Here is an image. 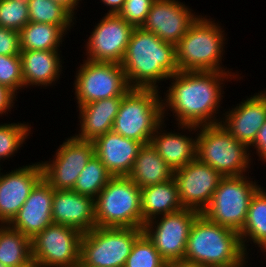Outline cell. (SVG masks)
I'll list each match as a JSON object with an SVG mask.
<instances>
[{
	"label": "cell",
	"instance_id": "1",
	"mask_svg": "<svg viewBox=\"0 0 266 267\" xmlns=\"http://www.w3.org/2000/svg\"><path fill=\"white\" fill-rule=\"evenodd\" d=\"M239 74L238 71H178L170 76V86L161 93H164L161 96L164 121L169 114L177 125L219 124L223 116L220 108L225 97L224 85L232 79L241 80L242 73Z\"/></svg>",
	"mask_w": 266,
	"mask_h": 267
},
{
	"label": "cell",
	"instance_id": "2",
	"mask_svg": "<svg viewBox=\"0 0 266 267\" xmlns=\"http://www.w3.org/2000/svg\"><path fill=\"white\" fill-rule=\"evenodd\" d=\"M120 64L131 88L160 90L161 81L179 71L175 45L141 27L134 28Z\"/></svg>",
	"mask_w": 266,
	"mask_h": 267
},
{
	"label": "cell",
	"instance_id": "3",
	"mask_svg": "<svg viewBox=\"0 0 266 267\" xmlns=\"http://www.w3.org/2000/svg\"><path fill=\"white\" fill-rule=\"evenodd\" d=\"M250 255L243 249L239 232L201 213L191 227L184 259L201 267H248Z\"/></svg>",
	"mask_w": 266,
	"mask_h": 267
},
{
	"label": "cell",
	"instance_id": "4",
	"mask_svg": "<svg viewBox=\"0 0 266 267\" xmlns=\"http://www.w3.org/2000/svg\"><path fill=\"white\" fill-rule=\"evenodd\" d=\"M208 17L201 14L175 45L179 71L232 72V69L222 67L228 41L225 29L221 22Z\"/></svg>",
	"mask_w": 266,
	"mask_h": 267
},
{
	"label": "cell",
	"instance_id": "5",
	"mask_svg": "<svg viewBox=\"0 0 266 267\" xmlns=\"http://www.w3.org/2000/svg\"><path fill=\"white\" fill-rule=\"evenodd\" d=\"M252 151L236 140L221 123L198 127L196 158L211 166L222 177L250 176L254 159Z\"/></svg>",
	"mask_w": 266,
	"mask_h": 267
},
{
	"label": "cell",
	"instance_id": "6",
	"mask_svg": "<svg viewBox=\"0 0 266 267\" xmlns=\"http://www.w3.org/2000/svg\"><path fill=\"white\" fill-rule=\"evenodd\" d=\"M161 90L131 88L123 97L112 131L148 144L164 121Z\"/></svg>",
	"mask_w": 266,
	"mask_h": 267
},
{
	"label": "cell",
	"instance_id": "7",
	"mask_svg": "<svg viewBox=\"0 0 266 267\" xmlns=\"http://www.w3.org/2000/svg\"><path fill=\"white\" fill-rule=\"evenodd\" d=\"M141 189L128 176L112 177L94 199L97 227L142 228Z\"/></svg>",
	"mask_w": 266,
	"mask_h": 267
},
{
	"label": "cell",
	"instance_id": "8",
	"mask_svg": "<svg viewBox=\"0 0 266 267\" xmlns=\"http://www.w3.org/2000/svg\"><path fill=\"white\" fill-rule=\"evenodd\" d=\"M142 228L94 227L83 233L77 267H124Z\"/></svg>",
	"mask_w": 266,
	"mask_h": 267
},
{
	"label": "cell",
	"instance_id": "9",
	"mask_svg": "<svg viewBox=\"0 0 266 267\" xmlns=\"http://www.w3.org/2000/svg\"><path fill=\"white\" fill-rule=\"evenodd\" d=\"M253 179L247 175L222 177L202 214L213 223L240 232L245 225L251 198L261 187Z\"/></svg>",
	"mask_w": 266,
	"mask_h": 267
},
{
	"label": "cell",
	"instance_id": "10",
	"mask_svg": "<svg viewBox=\"0 0 266 267\" xmlns=\"http://www.w3.org/2000/svg\"><path fill=\"white\" fill-rule=\"evenodd\" d=\"M82 61L83 64L76 68L72 86L76 107L96 100L123 97L131 89L121 64L85 58Z\"/></svg>",
	"mask_w": 266,
	"mask_h": 267
},
{
	"label": "cell",
	"instance_id": "11",
	"mask_svg": "<svg viewBox=\"0 0 266 267\" xmlns=\"http://www.w3.org/2000/svg\"><path fill=\"white\" fill-rule=\"evenodd\" d=\"M82 235L67 225H48L31 239L33 264L38 267H77Z\"/></svg>",
	"mask_w": 266,
	"mask_h": 267
},
{
	"label": "cell",
	"instance_id": "12",
	"mask_svg": "<svg viewBox=\"0 0 266 267\" xmlns=\"http://www.w3.org/2000/svg\"><path fill=\"white\" fill-rule=\"evenodd\" d=\"M200 214L198 211L182 208L149 220L142 230L166 262L184 259L191 227Z\"/></svg>",
	"mask_w": 266,
	"mask_h": 267
},
{
	"label": "cell",
	"instance_id": "13",
	"mask_svg": "<svg viewBox=\"0 0 266 267\" xmlns=\"http://www.w3.org/2000/svg\"><path fill=\"white\" fill-rule=\"evenodd\" d=\"M94 155L93 142L71 135L58 146L53 158L40 161L43 179L54 190H72L81 171Z\"/></svg>",
	"mask_w": 266,
	"mask_h": 267
},
{
	"label": "cell",
	"instance_id": "14",
	"mask_svg": "<svg viewBox=\"0 0 266 267\" xmlns=\"http://www.w3.org/2000/svg\"><path fill=\"white\" fill-rule=\"evenodd\" d=\"M134 28L118 14L105 13L98 23L95 22L94 29L85 41L83 58L120 64Z\"/></svg>",
	"mask_w": 266,
	"mask_h": 267
},
{
	"label": "cell",
	"instance_id": "15",
	"mask_svg": "<svg viewBox=\"0 0 266 267\" xmlns=\"http://www.w3.org/2000/svg\"><path fill=\"white\" fill-rule=\"evenodd\" d=\"M183 208L202 213L210 204L222 176L197 158L174 171Z\"/></svg>",
	"mask_w": 266,
	"mask_h": 267
},
{
	"label": "cell",
	"instance_id": "16",
	"mask_svg": "<svg viewBox=\"0 0 266 267\" xmlns=\"http://www.w3.org/2000/svg\"><path fill=\"white\" fill-rule=\"evenodd\" d=\"M180 0H155L141 28L176 45L200 16Z\"/></svg>",
	"mask_w": 266,
	"mask_h": 267
},
{
	"label": "cell",
	"instance_id": "17",
	"mask_svg": "<svg viewBox=\"0 0 266 267\" xmlns=\"http://www.w3.org/2000/svg\"><path fill=\"white\" fill-rule=\"evenodd\" d=\"M32 164V165H31ZM0 168V224H9L29 197L31 190L43 178L40 162L7 171Z\"/></svg>",
	"mask_w": 266,
	"mask_h": 267
},
{
	"label": "cell",
	"instance_id": "18",
	"mask_svg": "<svg viewBox=\"0 0 266 267\" xmlns=\"http://www.w3.org/2000/svg\"><path fill=\"white\" fill-rule=\"evenodd\" d=\"M266 88L223 110L221 124L239 142L250 147L266 121Z\"/></svg>",
	"mask_w": 266,
	"mask_h": 267
},
{
	"label": "cell",
	"instance_id": "19",
	"mask_svg": "<svg viewBox=\"0 0 266 267\" xmlns=\"http://www.w3.org/2000/svg\"><path fill=\"white\" fill-rule=\"evenodd\" d=\"M164 122L158 126L149 143L175 171L196 159V132H198V126L178 124L176 130H182L181 132H176L175 129L167 132L168 129H165L167 127L166 122ZM192 134H195V137Z\"/></svg>",
	"mask_w": 266,
	"mask_h": 267
},
{
	"label": "cell",
	"instance_id": "20",
	"mask_svg": "<svg viewBox=\"0 0 266 267\" xmlns=\"http://www.w3.org/2000/svg\"><path fill=\"white\" fill-rule=\"evenodd\" d=\"M54 189L42 178L31 190L18 214L9 225L32 239L53 224L52 204Z\"/></svg>",
	"mask_w": 266,
	"mask_h": 267
},
{
	"label": "cell",
	"instance_id": "21",
	"mask_svg": "<svg viewBox=\"0 0 266 267\" xmlns=\"http://www.w3.org/2000/svg\"><path fill=\"white\" fill-rule=\"evenodd\" d=\"M93 144L95 155L113 177L131 173L139 150L144 145L113 131L97 137Z\"/></svg>",
	"mask_w": 266,
	"mask_h": 267
},
{
	"label": "cell",
	"instance_id": "22",
	"mask_svg": "<svg viewBox=\"0 0 266 267\" xmlns=\"http://www.w3.org/2000/svg\"><path fill=\"white\" fill-rule=\"evenodd\" d=\"M52 220L82 233L96 227L94 199L73 190H54Z\"/></svg>",
	"mask_w": 266,
	"mask_h": 267
},
{
	"label": "cell",
	"instance_id": "23",
	"mask_svg": "<svg viewBox=\"0 0 266 267\" xmlns=\"http://www.w3.org/2000/svg\"><path fill=\"white\" fill-rule=\"evenodd\" d=\"M60 50L20 51L23 90L30 87L46 89L55 86L63 73V57ZM61 55V56H60ZM62 58V59H61ZM28 87V88H27Z\"/></svg>",
	"mask_w": 266,
	"mask_h": 267
},
{
	"label": "cell",
	"instance_id": "24",
	"mask_svg": "<svg viewBox=\"0 0 266 267\" xmlns=\"http://www.w3.org/2000/svg\"><path fill=\"white\" fill-rule=\"evenodd\" d=\"M122 97L96 100L77 107L79 130L73 136L79 140L93 142L97 137L112 131Z\"/></svg>",
	"mask_w": 266,
	"mask_h": 267
},
{
	"label": "cell",
	"instance_id": "25",
	"mask_svg": "<svg viewBox=\"0 0 266 267\" xmlns=\"http://www.w3.org/2000/svg\"><path fill=\"white\" fill-rule=\"evenodd\" d=\"M141 214L143 225L155 217L183 208L174 178L141 189Z\"/></svg>",
	"mask_w": 266,
	"mask_h": 267
},
{
	"label": "cell",
	"instance_id": "26",
	"mask_svg": "<svg viewBox=\"0 0 266 267\" xmlns=\"http://www.w3.org/2000/svg\"><path fill=\"white\" fill-rule=\"evenodd\" d=\"M173 169L163 160L150 143L139 150L128 177L140 188H146L172 179Z\"/></svg>",
	"mask_w": 266,
	"mask_h": 267
},
{
	"label": "cell",
	"instance_id": "27",
	"mask_svg": "<svg viewBox=\"0 0 266 267\" xmlns=\"http://www.w3.org/2000/svg\"><path fill=\"white\" fill-rule=\"evenodd\" d=\"M239 234L243 249L247 254L250 251V244H254L251 250L253 246L258 247L266 257V188L263 186L251 198L245 225Z\"/></svg>",
	"mask_w": 266,
	"mask_h": 267
},
{
	"label": "cell",
	"instance_id": "28",
	"mask_svg": "<svg viewBox=\"0 0 266 267\" xmlns=\"http://www.w3.org/2000/svg\"><path fill=\"white\" fill-rule=\"evenodd\" d=\"M74 25H51L29 21L20 31L21 51L60 50ZM69 31V32H68Z\"/></svg>",
	"mask_w": 266,
	"mask_h": 267
},
{
	"label": "cell",
	"instance_id": "29",
	"mask_svg": "<svg viewBox=\"0 0 266 267\" xmlns=\"http://www.w3.org/2000/svg\"><path fill=\"white\" fill-rule=\"evenodd\" d=\"M0 263L7 267L33 264L31 239L9 224H0Z\"/></svg>",
	"mask_w": 266,
	"mask_h": 267
},
{
	"label": "cell",
	"instance_id": "30",
	"mask_svg": "<svg viewBox=\"0 0 266 267\" xmlns=\"http://www.w3.org/2000/svg\"><path fill=\"white\" fill-rule=\"evenodd\" d=\"M112 177L105 165L94 155L81 171L72 190L95 199Z\"/></svg>",
	"mask_w": 266,
	"mask_h": 267
},
{
	"label": "cell",
	"instance_id": "31",
	"mask_svg": "<svg viewBox=\"0 0 266 267\" xmlns=\"http://www.w3.org/2000/svg\"><path fill=\"white\" fill-rule=\"evenodd\" d=\"M29 20L51 25H75L77 19L53 0H28ZM76 22V23H75Z\"/></svg>",
	"mask_w": 266,
	"mask_h": 267
},
{
	"label": "cell",
	"instance_id": "32",
	"mask_svg": "<svg viewBox=\"0 0 266 267\" xmlns=\"http://www.w3.org/2000/svg\"><path fill=\"white\" fill-rule=\"evenodd\" d=\"M31 123L13 122L0 123V162L14 157L19 152L20 147L26 144L32 133ZM15 154V155H14ZM0 163V167H1Z\"/></svg>",
	"mask_w": 266,
	"mask_h": 267
},
{
	"label": "cell",
	"instance_id": "33",
	"mask_svg": "<svg viewBox=\"0 0 266 267\" xmlns=\"http://www.w3.org/2000/svg\"><path fill=\"white\" fill-rule=\"evenodd\" d=\"M166 261L142 233L134 242L124 267H165Z\"/></svg>",
	"mask_w": 266,
	"mask_h": 267
},
{
	"label": "cell",
	"instance_id": "34",
	"mask_svg": "<svg viewBox=\"0 0 266 267\" xmlns=\"http://www.w3.org/2000/svg\"><path fill=\"white\" fill-rule=\"evenodd\" d=\"M28 0H0V27L20 31L30 20Z\"/></svg>",
	"mask_w": 266,
	"mask_h": 267
},
{
	"label": "cell",
	"instance_id": "35",
	"mask_svg": "<svg viewBox=\"0 0 266 267\" xmlns=\"http://www.w3.org/2000/svg\"><path fill=\"white\" fill-rule=\"evenodd\" d=\"M0 85L9 88L17 97L18 93L22 92L23 76L20 56L0 54Z\"/></svg>",
	"mask_w": 266,
	"mask_h": 267
},
{
	"label": "cell",
	"instance_id": "36",
	"mask_svg": "<svg viewBox=\"0 0 266 267\" xmlns=\"http://www.w3.org/2000/svg\"><path fill=\"white\" fill-rule=\"evenodd\" d=\"M155 0H125L118 15L134 27H141Z\"/></svg>",
	"mask_w": 266,
	"mask_h": 267
},
{
	"label": "cell",
	"instance_id": "37",
	"mask_svg": "<svg viewBox=\"0 0 266 267\" xmlns=\"http://www.w3.org/2000/svg\"><path fill=\"white\" fill-rule=\"evenodd\" d=\"M19 31L0 27V54L6 56H20Z\"/></svg>",
	"mask_w": 266,
	"mask_h": 267
},
{
	"label": "cell",
	"instance_id": "38",
	"mask_svg": "<svg viewBox=\"0 0 266 267\" xmlns=\"http://www.w3.org/2000/svg\"><path fill=\"white\" fill-rule=\"evenodd\" d=\"M16 96L9 88L0 85V117L8 115V112L11 113V110L16 108L14 105L18 99Z\"/></svg>",
	"mask_w": 266,
	"mask_h": 267
},
{
	"label": "cell",
	"instance_id": "39",
	"mask_svg": "<svg viewBox=\"0 0 266 267\" xmlns=\"http://www.w3.org/2000/svg\"><path fill=\"white\" fill-rule=\"evenodd\" d=\"M254 150L252 152L253 154H256L257 157H259L258 161H263L264 164L266 162V121L262 125V127L259 129L257 137L253 144L249 147ZM256 152V153H255Z\"/></svg>",
	"mask_w": 266,
	"mask_h": 267
},
{
	"label": "cell",
	"instance_id": "40",
	"mask_svg": "<svg viewBox=\"0 0 266 267\" xmlns=\"http://www.w3.org/2000/svg\"><path fill=\"white\" fill-rule=\"evenodd\" d=\"M53 1L55 3H58L62 6H64L75 18H78V17H76V14L78 12V9L80 7L79 5H81L82 0H53ZM75 10H77V11H75Z\"/></svg>",
	"mask_w": 266,
	"mask_h": 267
},
{
	"label": "cell",
	"instance_id": "41",
	"mask_svg": "<svg viewBox=\"0 0 266 267\" xmlns=\"http://www.w3.org/2000/svg\"><path fill=\"white\" fill-rule=\"evenodd\" d=\"M109 10L107 14H118L123 8L125 0H100Z\"/></svg>",
	"mask_w": 266,
	"mask_h": 267
},
{
	"label": "cell",
	"instance_id": "42",
	"mask_svg": "<svg viewBox=\"0 0 266 267\" xmlns=\"http://www.w3.org/2000/svg\"><path fill=\"white\" fill-rule=\"evenodd\" d=\"M165 267H201L198 264H195L192 261H188L185 259L179 260H170L165 263Z\"/></svg>",
	"mask_w": 266,
	"mask_h": 267
},
{
	"label": "cell",
	"instance_id": "43",
	"mask_svg": "<svg viewBox=\"0 0 266 267\" xmlns=\"http://www.w3.org/2000/svg\"><path fill=\"white\" fill-rule=\"evenodd\" d=\"M29 267H38V266H36L35 264H32L31 266H29Z\"/></svg>",
	"mask_w": 266,
	"mask_h": 267
}]
</instances>
